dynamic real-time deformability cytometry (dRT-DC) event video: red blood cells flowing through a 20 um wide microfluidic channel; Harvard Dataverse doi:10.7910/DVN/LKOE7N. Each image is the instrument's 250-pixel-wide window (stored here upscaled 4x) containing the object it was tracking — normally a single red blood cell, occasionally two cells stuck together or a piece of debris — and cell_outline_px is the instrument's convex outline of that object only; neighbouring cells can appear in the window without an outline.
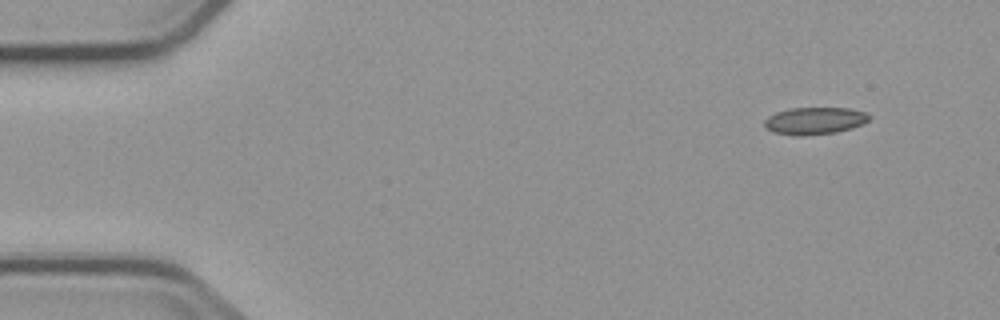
{"species": "common noctule bat (a hibernating species)", "species_latin": "Nyctalus noctula", "temperature_condition": "cold", "stored_images_in_passage": 3, "camera_frame_rate_fps": 3000, "um_per_image_px": 0.085, "animal": {"sex": "male", "body_mass_g": 23.1, "forearm_length_mm": 52.7}, "frame": {"image": 1, "passage_image": 1, "time_ms": 0.0, "image_size_px": [1000, 320], "cell_outline_px": [[868, 120], [864, 124], [852, 128], [836, 132], [804, 136], [796, 136], [772, 132], [764, 124], [764, 120], [768, 116], [776, 112], [792, 108], [848, 108], [864, 112], [868, 116]], "centroid_in_image_um": [69.22, 10.27], "position_along_channel_um": 15.8, "area_um2": 16.53}}